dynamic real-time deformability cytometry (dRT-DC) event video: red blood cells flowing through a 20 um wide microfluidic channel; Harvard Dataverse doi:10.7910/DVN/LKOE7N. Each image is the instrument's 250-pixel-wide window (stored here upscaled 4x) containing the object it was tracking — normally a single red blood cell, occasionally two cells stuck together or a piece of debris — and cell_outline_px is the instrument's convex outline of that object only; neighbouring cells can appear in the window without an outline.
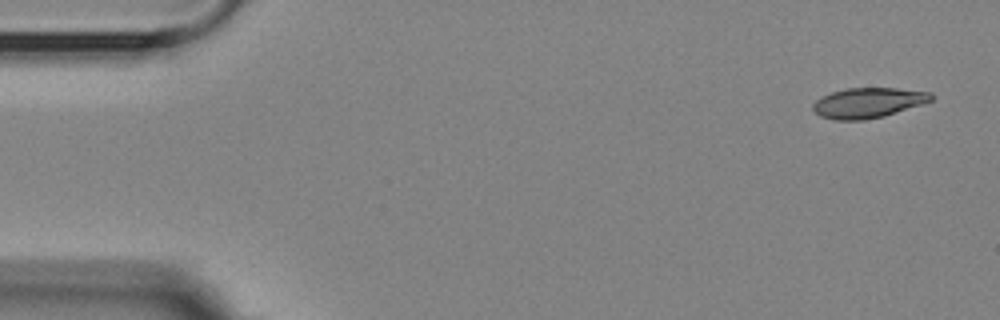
{"species": "Egyptian fruit bat (a non-hibernating species)", "species_latin": "Rousettus aegyptiacus", "temperature_condition": "room temperature", "stored_images_in_passage": 4, "camera_frame_rate_fps": 3000, "um_per_image_px": 0.085, "animal": {"sex": "female"}, "frame": {"image": 1, "passage_image": 1, "time_ms": 0.0, "image_size_px": [1000, 320], "cell_outline_px": [[932, 100], [884, 116], [864, 120], [836, 120], [820, 116], [812, 108], [812, 104], [816, 100], [832, 92], [844, 88], [896, 88], [932, 92]], "centroid_in_image_um": [73.76, 8.73], "position_along_channel_um": 11.2, "area_um2": 20.58}}
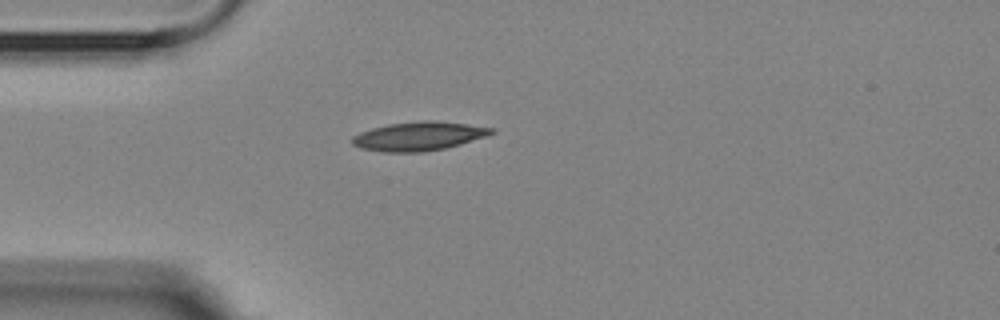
{"frame": {"image": 2, "passage_image": 4, "time_ms": 4.0, "image_size_px": [1000, 320], "cell_outline_px": [[496, 132], [488, 136], [460, 144], [444, 148], [420, 152], [384, 152], [360, 148], [352, 144], [352, 136], [360, 132], [372, 128], [388, 124], [420, 120], [436, 120], [468, 124], [496, 128]], "centroid_in_image_um": [35.62, 11.56], "position_along_channel_um": 49.4, "area_um2": 23.58}}